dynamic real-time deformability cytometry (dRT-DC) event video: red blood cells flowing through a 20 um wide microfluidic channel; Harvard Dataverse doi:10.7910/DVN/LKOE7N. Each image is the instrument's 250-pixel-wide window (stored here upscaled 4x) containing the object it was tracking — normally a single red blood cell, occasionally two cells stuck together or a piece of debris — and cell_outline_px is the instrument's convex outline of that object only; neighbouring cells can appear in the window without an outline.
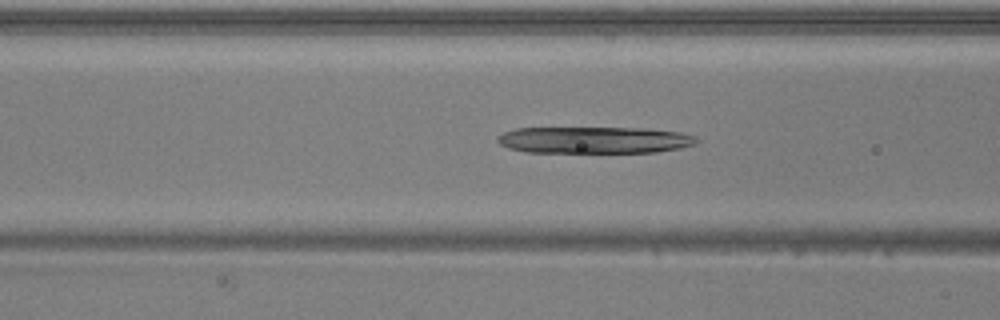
{"species": "common noctule bat (a hibernating species)", "species_latin": "Nyctalus noctula", "temperature_condition": "warm", "stored_images_in_passage": 49, "camera_frame_rate_fps": 3000, "um_per_image_px": 0.085, "animal": {"sex": "male", "body_mass_g": 20.5, "forearm_length_mm": 52.5}, "frame": {"image": 1, "passage_image": 20, "time_ms": 6.333, "image_size_px": [1000, 320], "cell_outline_px": [[700, 140], [696, 144], [680, 148], [656, 152], [528, 152], [508, 148], [500, 144], [496, 140], [496, 136], [504, 132], [516, 128], [644, 128], [680, 132], [696, 136]], "centroid_in_image_um": [50.53, 11.9], "position_along_channel_um": 116.1, "area_um2": 31.1}}
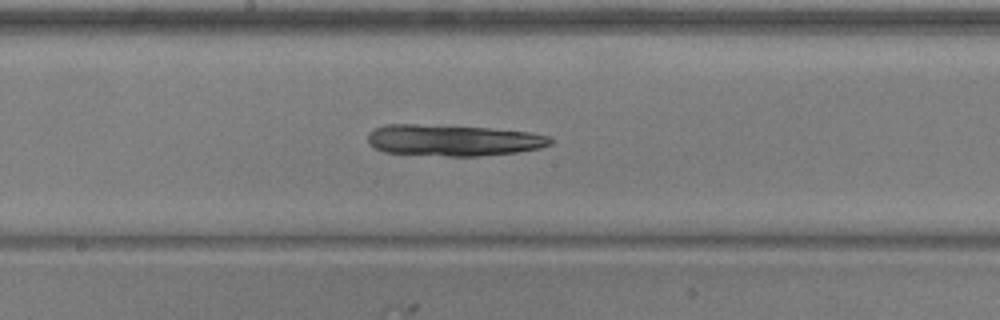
{"frame": {"image": 2, "passage_image": 27, "time_ms": 8.667, "image_size_px": [1000, 320], "cell_outline_px": [[552, 144], [540, 148], [516, 152], [480, 156], [448, 156], [384, 152], [368, 144], [368, 132], [384, 124], [416, 124], [488, 128], [532, 132], [552, 136]], "centroid_in_image_um": [38.53, 11.92], "position_along_channel_um": 209.7, "area_um2": 33.41}}
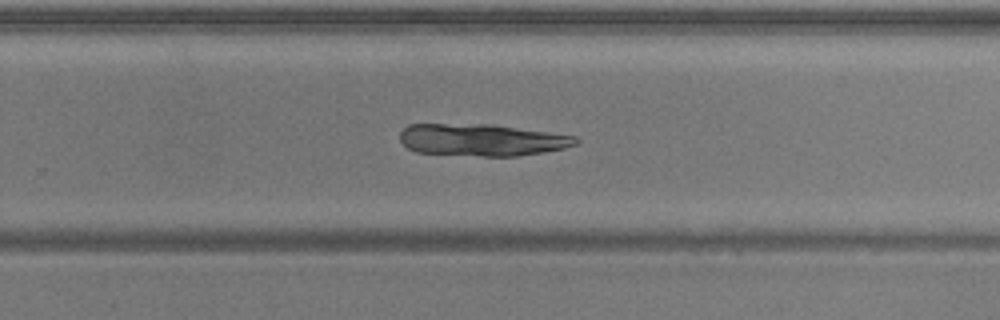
{"frame": {"image": 3, "passage_image": 33, "time_ms": 10.667, "image_size_px": [1000, 320], "cell_outline_px": [[580, 140], [576, 144], [564, 148], [544, 152], [516, 156], [480, 156], [416, 152], [408, 148], [400, 140], [400, 132], [408, 124], [488, 124], [576, 136]], "centroid_in_image_um": [40.93, 11.89], "position_along_channel_um": 288.9, "area_um2": 32.66}}